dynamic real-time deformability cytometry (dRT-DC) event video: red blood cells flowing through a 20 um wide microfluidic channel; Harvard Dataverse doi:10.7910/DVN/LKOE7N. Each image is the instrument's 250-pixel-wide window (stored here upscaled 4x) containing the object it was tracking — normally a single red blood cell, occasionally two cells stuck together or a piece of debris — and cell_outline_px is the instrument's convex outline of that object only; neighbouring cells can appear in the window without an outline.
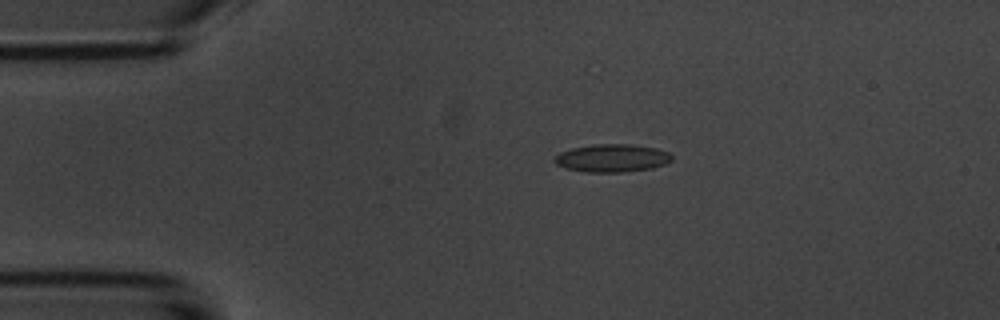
{"species": "common noctule bat (a hibernating species)", "species_latin": "Nyctalus noctula", "temperature_condition": "room temperature", "stored_images_in_passage": 2, "camera_frame_rate_fps": 3000, "um_per_image_px": 0.085, "animal": {"sex": "male", "body_mass_g": 20.1, "forearm_length_mm": 53.5}, "frame": {"image": 1, "passage_image": 1, "time_ms": 0.0, "image_size_px": [1000, 320], "cell_outline_px": [[672, 160], [664, 164], [652, 168], [624, 172], [584, 172], [564, 168], [556, 164], [552, 160], [560, 152], [572, 148], [596, 144], [632, 144], [656, 148], [668, 152], [672, 156]], "centroid_in_image_um": [52.0, 13.44], "position_along_channel_um": 33.0, "area_um2": 19.13}}